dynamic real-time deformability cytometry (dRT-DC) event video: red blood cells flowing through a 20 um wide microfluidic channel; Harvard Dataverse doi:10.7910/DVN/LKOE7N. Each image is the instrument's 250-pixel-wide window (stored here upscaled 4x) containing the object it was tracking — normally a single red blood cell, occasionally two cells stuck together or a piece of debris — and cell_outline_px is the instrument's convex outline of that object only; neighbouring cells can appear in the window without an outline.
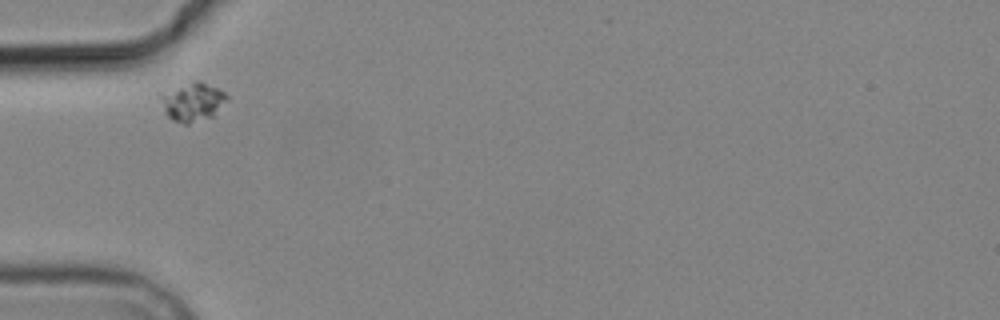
{"species": "common noctule bat (a hibernating species)", "species_latin": "Nyctalus noctula", "temperature_condition": "cold", "stored_images_in_passage": 4, "camera_frame_rate_fps": 3000, "um_per_image_px": 0.085, "animal": {"sex": "male", "body_mass_g": 19.2, "forearm_length_mm": 51.8}, "frame": {"image": 1, "passage_image": 1, "time_ms": 0.0, "image_size_px": [1000, 320], "cell_outline_px": [[228, 100], [212, 116], [188, 124], [184, 124], [172, 120], [168, 116], [164, 108], [160, 96], [160, 92], [196, 80], [200, 80], [224, 92], [228, 96]], "centroid_in_image_um": [16.37, 8.64], "position_along_channel_um": 68.6, "area_um2": 14.74}}
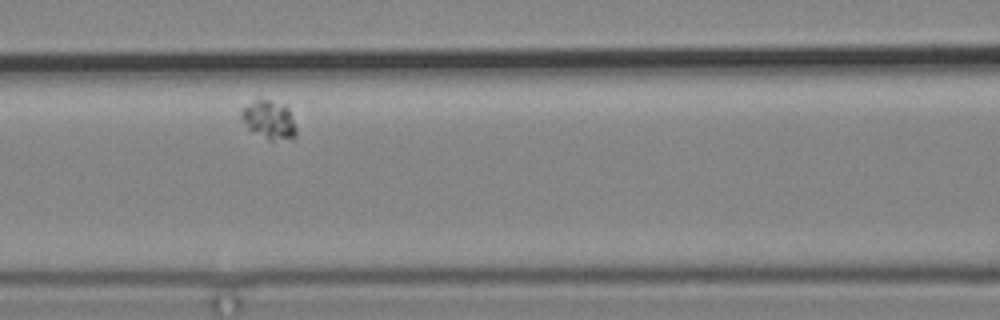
{"frame": {"image": 2, "passage_image": 3, "time_ms": 2.333, "image_size_px": [1000, 320], "cell_outline_px": [[296, 136], [292, 140], [268, 140], [248, 128], [240, 120], [240, 112], [256, 96], [288, 104], [296, 128]], "centroid_in_image_um": [22.89, 10.14], "position_along_channel_um": 143.7, "area_um2": 12.95}}
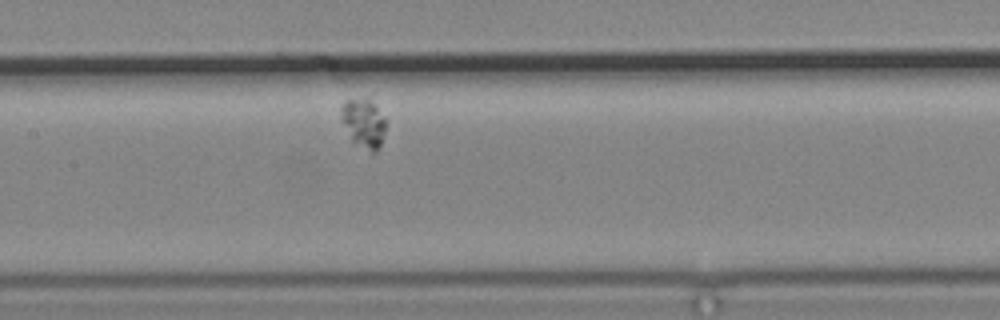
{"frame": {"image": 3, "passage_image": 4, "time_ms": 3.333, "image_size_px": [1000, 320], "cell_outline_px": [[384, 132], [380, 148], [376, 152], [372, 152], [352, 144], [340, 120], [340, 108], [348, 100], [368, 100], [384, 116]], "centroid_in_image_um": [30.86, 10.56], "position_along_channel_um": 176.5, "area_um2": 12.66}}